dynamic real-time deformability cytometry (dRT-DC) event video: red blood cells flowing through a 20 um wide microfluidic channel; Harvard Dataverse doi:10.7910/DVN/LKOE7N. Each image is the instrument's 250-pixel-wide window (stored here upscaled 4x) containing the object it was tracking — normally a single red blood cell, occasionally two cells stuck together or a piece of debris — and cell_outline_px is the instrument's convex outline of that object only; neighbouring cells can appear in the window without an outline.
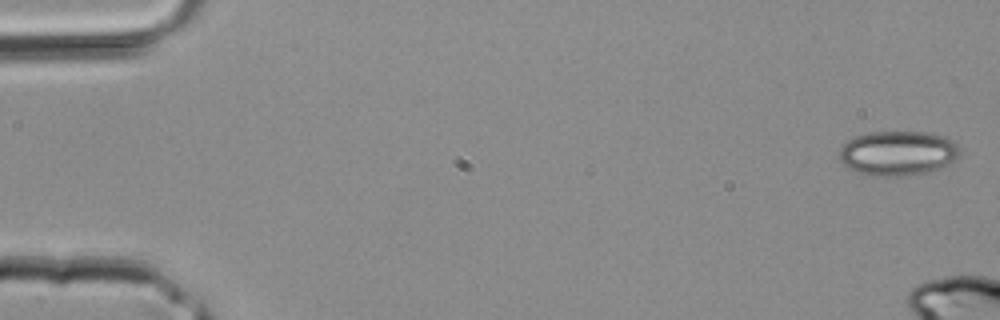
{"species": "common noctule bat (a hibernating species)", "species_latin": "Nyctalus noctula", "temperature_condition": "room temperature", "stored_images_in_passage": 7, "camera_frame_rate_fps": 3000, "um_per_image_px": 0.085, "animal": {"sex": "male", "body_mass_g": 20.4}, "frame": {"image": 1, "passage_image": 1, "time_ms": 0.0, "image_size_px": [1000, 320], "cell_outline_px": [[956, 156], [952, 160], [940, 168], [928, 172], [900, 176], [872, 176], [860, 172], [844, 164], [840, 160], [840, 148], [848, 140], [856, 136], [872, 132], [928, 132], [944, 136], [952, 140], [956, 144]], "centroid_in_image_um": [76.29, 13.01], "position_along_channel_um": 8.7, "area_um2": 30.75}}